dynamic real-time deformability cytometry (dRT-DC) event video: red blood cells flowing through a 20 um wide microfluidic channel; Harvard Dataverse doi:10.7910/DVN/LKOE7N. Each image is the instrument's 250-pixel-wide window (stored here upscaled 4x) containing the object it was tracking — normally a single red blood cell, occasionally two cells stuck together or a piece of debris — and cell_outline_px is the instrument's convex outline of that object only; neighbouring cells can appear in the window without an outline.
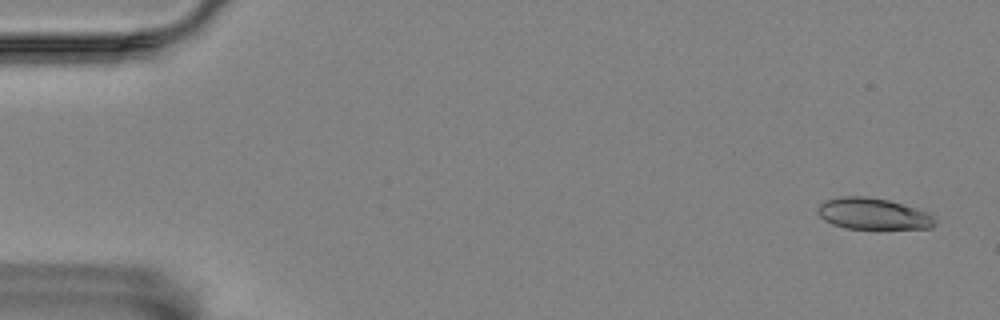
{"species": "Egyptian fruit bat (a non-hibernating species)", "species_latin": "Rousettus aegyptiacus", "temperature_condition": "room temperature", "stored_images_in_passage": 4, "camera_frame_rate_fps": 3000, "um_per_image_px": 0.085, "animal": {"sex": "female"}, "frame": {"image": 1, "passage_image": 1, "time_ms": 0.0, "image_size_px": [1000, 320], "cell_outline_px": [[936, 224], [932, 228], [844, 228], [832, 224], [824, 220], [816, 212], [816, 208], [824, 200], [840, 196], [864, 196], [888, 200], [928, 212], [932, 216]], "centroid_in_image_um": [74.15, 18.16], "position_along_channel_um": 10.8, "area_um2": 21.33}}